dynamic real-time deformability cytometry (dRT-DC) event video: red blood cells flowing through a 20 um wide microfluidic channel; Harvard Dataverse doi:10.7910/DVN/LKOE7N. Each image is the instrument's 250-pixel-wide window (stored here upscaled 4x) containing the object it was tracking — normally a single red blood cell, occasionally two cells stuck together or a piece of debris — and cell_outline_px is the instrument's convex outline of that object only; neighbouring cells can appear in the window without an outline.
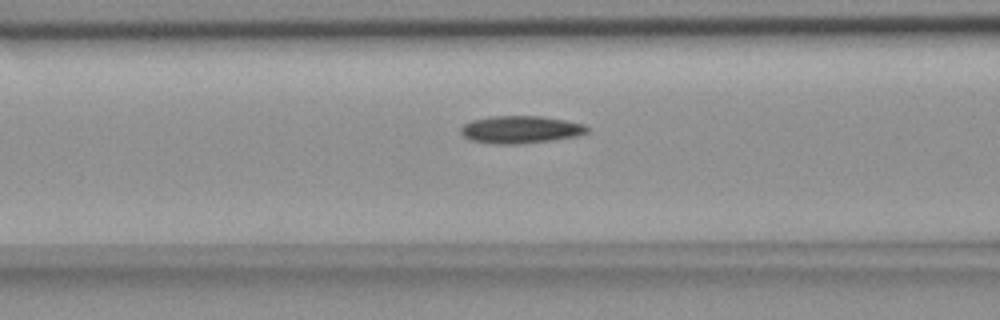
{"species": "common noctule bat (a hibernating species)", "species_latin": "Nyctalus noctula", "temperature_condition": "room temperature", "stored_images_in_passage": 41, "camera_frame_rate_fps": 3000, "um_per_image_px": 0.085, "animal": {"sex": "female", "body_mass_g": 18.4}, "frame": {"image": 1, "passage_image": 13, "time_ms": 4.0, "image_size_px": [1000, 320], "cell_outline_px": [[588, 132], [576, 136], [552, 140], [516, 144], [496, 144], [472, 140], [464, 136], [460, 132], [460, 128], [464, 124], [472, 120], [488, 116], [540, 116], [564, 120], [584, 124], [588, 128]], "centroid_in_image_um": [44.23, 11.0], "position_along_channel_um": 122.4, "area_um2": 20.11}}
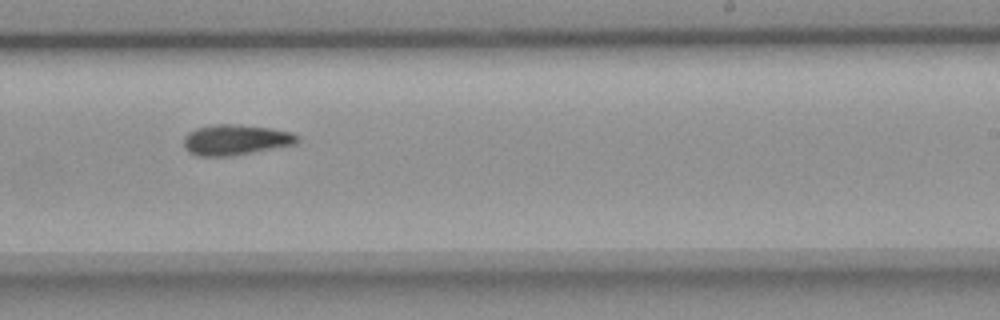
{"frame": {"image": 2, "passage_image": 25, "time_ms": 8.0, "image_size_px": [1000, 320], "cell_outline_px": [[300, 140], [292, 144], [228, 156], [196, 156], [188, 152], [184, 148], [184, 136], [188, 132], [196, 128], [216, 124], [240, 124], [272, 128], [292, 132], [300, 136]], "centroid_in_image_um": [19.98, 11.86], "position_along_channel_um": 269.0, "area_um2": 20.11}}
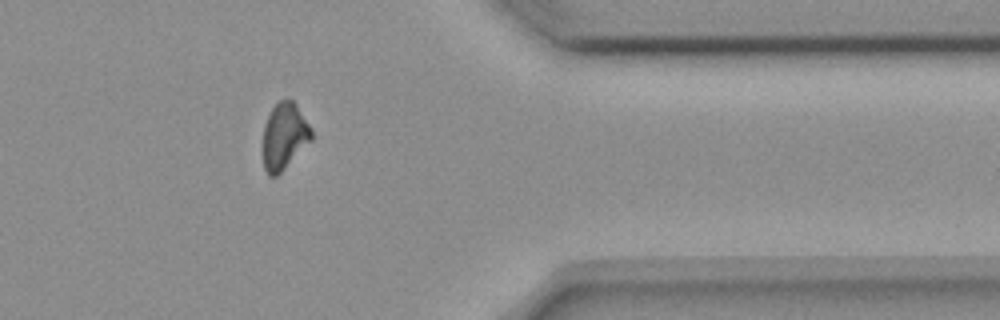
{"frame": {"image": 3, "passage_image": 36, "time_ms": 11.667, "image_size_px": [1000, 320], "cell_outline_px": [[312, 140], [276, 176], [268, 176], [264, 168], [264, 124], [272, 108], [280, 100], [292, 100], [296, 104], [312, 128]], "centroid_in_image_um": [24.18, 11.57], "position_along_channel_um": 387.2, "area_um2": 18.5}}